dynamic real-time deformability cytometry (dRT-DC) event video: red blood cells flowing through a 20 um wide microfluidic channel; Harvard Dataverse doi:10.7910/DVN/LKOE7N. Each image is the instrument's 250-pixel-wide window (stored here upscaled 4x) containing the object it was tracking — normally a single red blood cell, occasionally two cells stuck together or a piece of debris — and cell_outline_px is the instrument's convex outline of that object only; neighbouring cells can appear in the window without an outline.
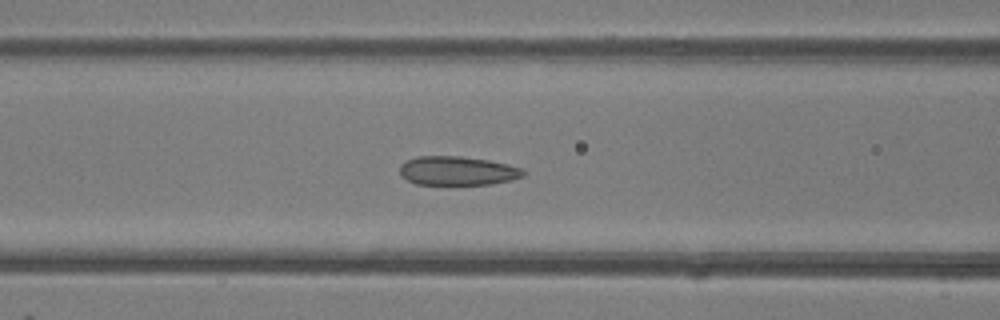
{"species": "common noctule bat (a hibernating species)", "species_latin": "Nyctalus noctula", "temperature_condition": "room temperature", "stored_images_in_passage": 51, "camera_frame_rate_fps": 3000, "um_per_image_px": 0.085, "animal": {"sex": "female"}, "frame": {"image": 1, "passage_image": 21, "time_ms": 6.667, "image_size_px": [1000, 320], "cell_outline_px": [[528, 172], [524, 176], [512, 180], [492, 184], [416, 184], [400, 176], [400, 164], [416, 156], [460, 156], [488, 160], [508, 164], [520, 168]], "centroid_in_image_um": [38.9, 14.52], "position_along_channel_um": 127.7, "area_um2": 20.92}}
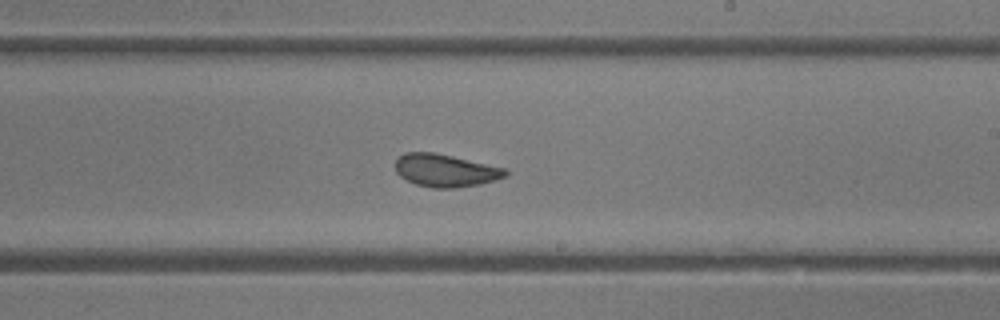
{"frame": {"image": 2, "passage_image": 30, "time_ms": 9.667, "image_size_px": [1000, 320], "cell_outline_px": [[508, 176], [496, 180], [480, 184], [456, 188], [432, 188], [416, 184], [400, 176], [396, 172], [396, 160], [404, 152], [432, 152], [452, 156], [504, 168], [508, 172]], "centroid_in_image_um": [37.86, 14.5], "position_along_channel_um": 251.1, "area_um2": 20.87}}
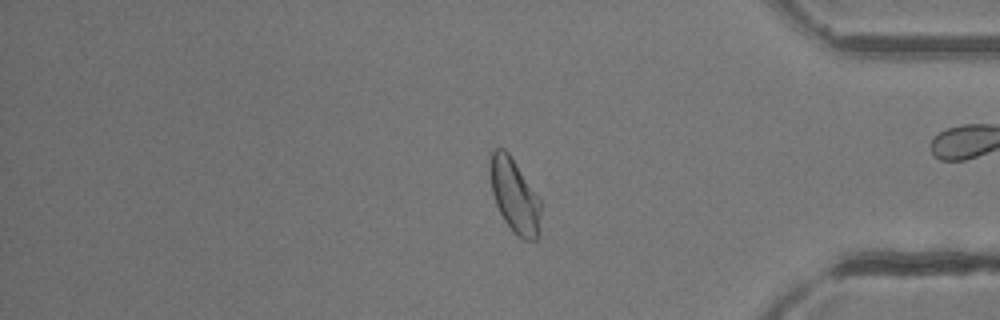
{"frame": {"image": 3, "passage_image": 42, "time_ms": 13.667, "image_size_px": [1000, 320], "cell_outline_px": [[540, 236], [536, 240], [524, 240], [516, 236], [512, 232], [504, 220], [496, 204], [492, 192], [488, 172], [488, 164], [492, 148], [504, 148], [508, 152], [540, 200]], "centroid_in_image_um": [43.7, 16.65], "position_along_channel_um": 391.5, "area_um2": 22.14}, "authors_computed_cell_mechanics": {"area_um2": 22.6576, "velocity_mm_per_s": 4.1222, "shape_relaxation_time_tau1_ms": 8.111, "shape_relaxation_time_tau2_ms": 1.3733, "deformation_change_tau1": 0.186, "deformation_change_tau2": 0.0585}}